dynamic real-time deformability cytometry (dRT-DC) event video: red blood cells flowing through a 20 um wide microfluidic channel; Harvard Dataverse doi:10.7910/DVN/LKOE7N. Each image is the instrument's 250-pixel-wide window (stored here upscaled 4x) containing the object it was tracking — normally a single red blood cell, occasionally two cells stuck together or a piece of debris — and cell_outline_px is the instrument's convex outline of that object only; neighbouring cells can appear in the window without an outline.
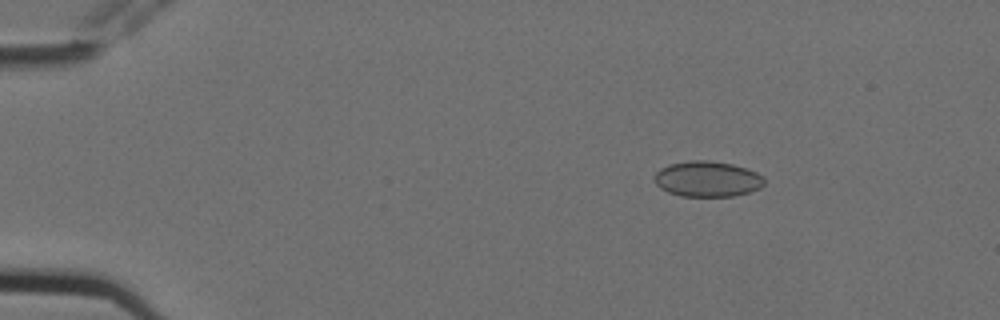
{"species": "Egyptian fruit bat (a non-hibernating species)", "species_latin": "Rousettus aegyptiacus", "temperature_condition": "cold", "stored_images_in_passage": 9, "camera_frame_rate_fps": 3000, "um_per_image_px": 0.085, "animal": {"sex": "female"}, "frame": {"image": 1, "passage_image": 3, "time_ms": 0.667, "image_size_px": [1000, 320], "cell_outline_px": [[764, 184], [760, 188], [748, 192], [732, 196], [680, 196], [668, 192], [660, 188], [656, 184], [652, 176], [660, 168], [668, 164], [692, 160], [708, 160], [732, 164], [748, 168], [764, 176]], "centroid_in_image_um": [60.11, 15.2], "position_along_channel_um": 24.9, "area_um2": 23.0}}
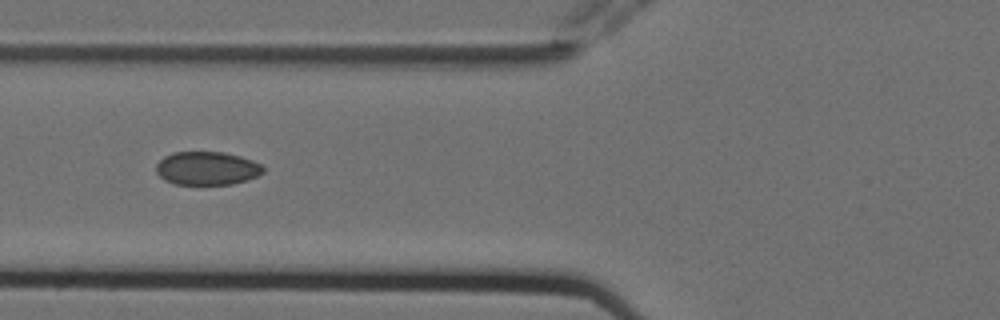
{"frame": {"image": 2, "passage_image": 7, "time_ms": 2.0, "image_size_px": [1000, 320], "cell_outline_px": [[264, 172], [248, 180], [232, 184], [176, 184], [164, 180], [156, 172], [156, 164], [164, 156], [172, 152], [224, 152], [240, 156], [252, 160], [260, 164], [264, 168]], "centroid_in_image_um": [17.59, 14.3], "position_along_channel_um": 108.2, "area_um2": 20.87}}
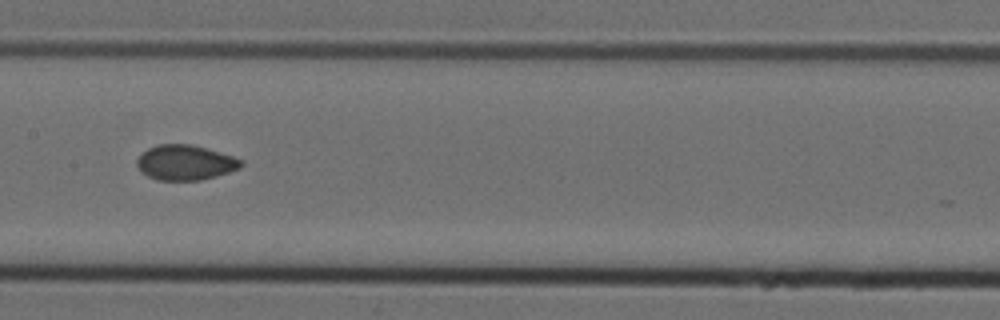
{"frame": {"image": 3, "passage_image": 9, "time_ms": 2.667, "image_size_px": [1000, 320], "cell_outline_px": [[244, 164], [240, 168], [216, 176], [200, 180], [156, 180], [140, 172], [136, 164], [136, 160], [148, 148], [160, 144], [192, 144], [232, 156], [244, 160]], "centroid_in_image_um": [15.74, 13.82], "position_along_channel_um": 191.7, "area_um2": 21.27}}